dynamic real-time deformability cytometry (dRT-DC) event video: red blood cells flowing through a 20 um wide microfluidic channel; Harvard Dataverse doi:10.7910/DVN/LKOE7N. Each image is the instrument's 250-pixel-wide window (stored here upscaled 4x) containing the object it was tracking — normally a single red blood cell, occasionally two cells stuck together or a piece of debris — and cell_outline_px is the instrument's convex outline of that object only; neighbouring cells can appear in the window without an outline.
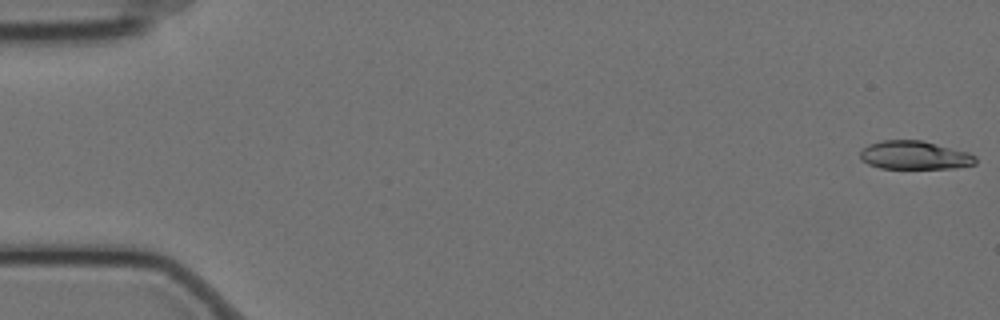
{"species": "Egyptian fruit bat (a non-hibernating species)", "species_latin": "Rousettus aegyptiacus", "temperature_condition": "cold", "stored_images_in_passage": 58, "camera_frame_rate_fps": 3000, "um_per_image_px": 0.085, "animal": {"sex": "female"}, "frame": {"image": 1, "passage_image": 1, "time_ms": 0.0, "image_size_px": [1000, 320], "cell_outline_px": [[976, 164], [952, 168], [880, 168], [868, 164], [860, 160], [860, 152], [868, 144], [880, 140], [920, 140], [968, 152], [976, 156]], "centroid_in_image_um": [77.71, 13.19], "position_along_channel_um": 7.3, "area_um2": 19.07}}
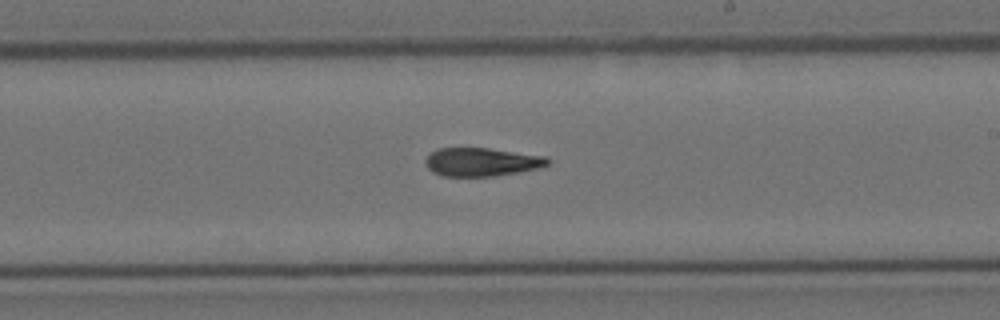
{"frame": {"image": 2, "passage_image": 34, "time_ms": 11.0, "image_size_px": [1000, 320], "cell_outline_px": [[552, 160], [544, 168], [496, 176], [444, 176], [432, 172], [424, 164], [424, 160], [436, 148], [488, 148], [548, 156]], "centroid_in_image_um": [41.0, 13.77], "position_along_channel_um": 248.0, "area_um2": 20.63}}
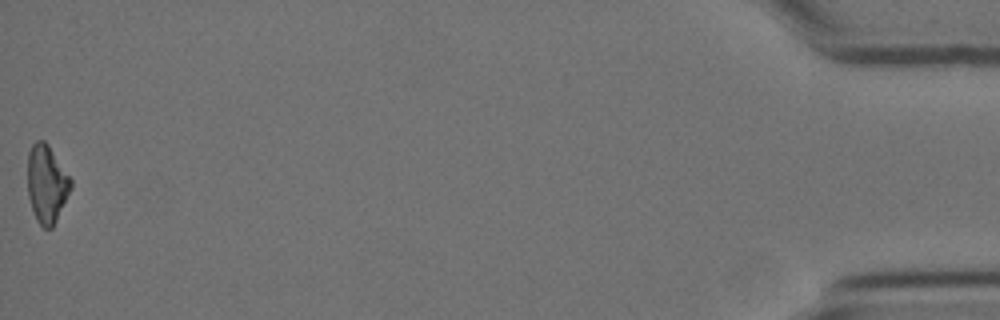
{"frame": {"image": 3, "passage_image": 58, "time_ms": 19.0, "image_size_px": [1000, 320], "cell_outline_px": [[72, 188], [52, 228], [44, 228], [36, 220], [28, 196], [28, 152], [32, 144], [36, 140], [44, 140], [48, 144], [72, 180]], "centroid_in_image_um": [3.97, 15.62], "position_along_channel_um": 431.2, "area_um2": 19.54}, "authors_computed_cell_mechanics": {"area_um2": 20.4901, "velocity_mm_per_s": 3.5038, "shape_relaxation_time_tau1_ms": 6.8931, "shape_relaxation_time_tau2_ms": 7.3756, "deformation_change_tau1": 0.1774, "deformation_change_tau2": 0.1871}}